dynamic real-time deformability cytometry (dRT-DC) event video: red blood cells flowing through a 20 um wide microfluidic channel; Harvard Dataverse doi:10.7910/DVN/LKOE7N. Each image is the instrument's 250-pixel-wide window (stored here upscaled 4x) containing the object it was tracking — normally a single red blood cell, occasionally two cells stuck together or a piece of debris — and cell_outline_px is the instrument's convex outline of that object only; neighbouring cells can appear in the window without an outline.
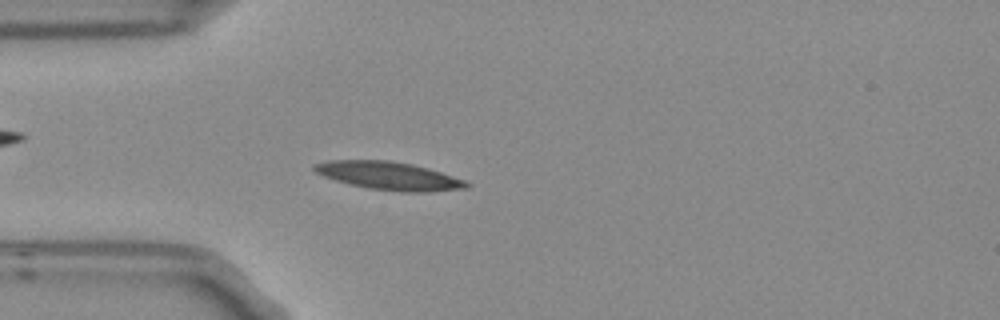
{"species": "Egyptian fruit bat (a non-hibernating species)", "species_latin": "Rousettus aegyptiacus", "temperature_condition": "room temperature", "stored_images_in_passage": 5, "camera_frame_rate_fps": 3000, "um_per_image_px": 0.085, "frame": {"image": 1, "passage_image": 5, "time_ms": 1.333, "image_size_px": [1000, 320], "cell_outline_px": [[472, 184], [468, 188], [428, 192], [400, 192], [368, 188], [348, 184], [324, 176], [316, 172], [312, 168], [312, 164], [328, 160], [388, 160], [412, 164], [428, 168], [464, 180]], "centroid_in_image_um": [33.05, 14.94], "position_along_channel_um": 51.9, "area_um2": 24.97}}